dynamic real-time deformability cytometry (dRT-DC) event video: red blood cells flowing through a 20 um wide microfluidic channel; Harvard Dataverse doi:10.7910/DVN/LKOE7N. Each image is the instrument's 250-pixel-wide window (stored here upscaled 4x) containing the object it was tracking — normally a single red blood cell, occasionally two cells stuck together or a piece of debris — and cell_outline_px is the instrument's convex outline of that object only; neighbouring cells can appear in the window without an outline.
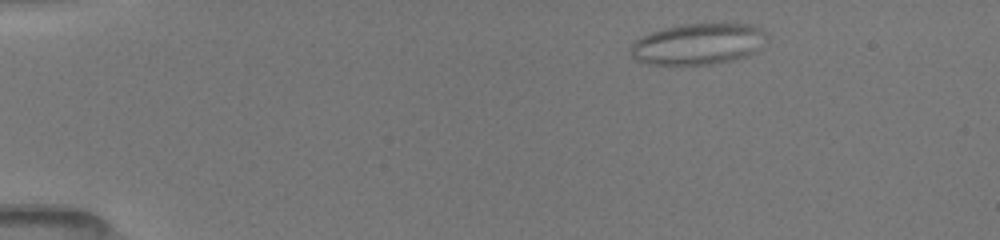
{"species": "common noctule bat (a hibernating species)", "species_latin": "Nyctalus noctula", "temperature_condition": "room temperature", "stored_images_in_passage": 46, "camera_frame_rate_fps": 3000, "um_per_image_px": 0.085, "animal": {"sex": "female", "body_mass_g": 19.5, "forearm_length_mm": 54.1}, "frame": {"image": 1, "passage_image": 1, "time_ms": 0.0, "image_size_px": [1000, 240], "cell_outline_px": [[764, 36], [752, 52], [744, 56], [732, 60], [712, 64], [648, 64], [636, 60], [632, 56], [632, 44], [636, 40], [652, 32], [664, 28], [684, 24], [752, 24], [764, 28]], "centroid_in_image_um": [59.29, 3.73], "position_along_channel_um": 25.7, "area_um2": 31.79}}
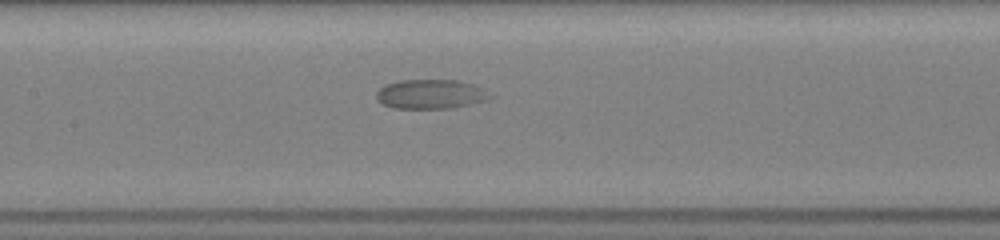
{"frame": {"image": 2, "passage_image": 19, "time_ms": 6.0, "image_size_px": [1000, 240], "cell_outline_px": [[492, 96], [484, 100], [452, 108], [392, 108], [376, 100], [376, 92], [384, 84], [400, 80], [460, 80], [472, 84], [480, 88]], "centroid_in_image_um": [36.52, 7.99], "position_along_channel_um": 170.9, "area_um2": 19.25}}
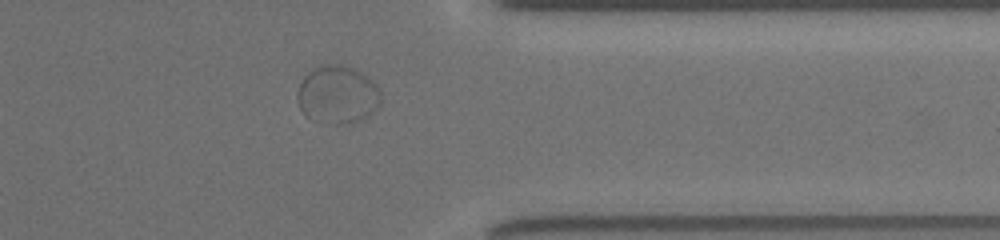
{"frame": {"image": 3, "passage_image": 36, "time_ms": 11.667, "image_size_px": [1000, 240], "cell_outline_px": [[380, 104], [368, 116], [356, 120], [340, 124], [324, 124], [312, 120], [304, 116], [300, 108], [296, 96], [300, 84], [304, 76], [308, 72], [316, 68], [328, 64], [348, 64], [368, 76], [376, 84], [380, 92]], "centroid_in_image_um": [28.67, 8.04], "position_along_channel_um": 382.7, "area_um2": 28.44}}